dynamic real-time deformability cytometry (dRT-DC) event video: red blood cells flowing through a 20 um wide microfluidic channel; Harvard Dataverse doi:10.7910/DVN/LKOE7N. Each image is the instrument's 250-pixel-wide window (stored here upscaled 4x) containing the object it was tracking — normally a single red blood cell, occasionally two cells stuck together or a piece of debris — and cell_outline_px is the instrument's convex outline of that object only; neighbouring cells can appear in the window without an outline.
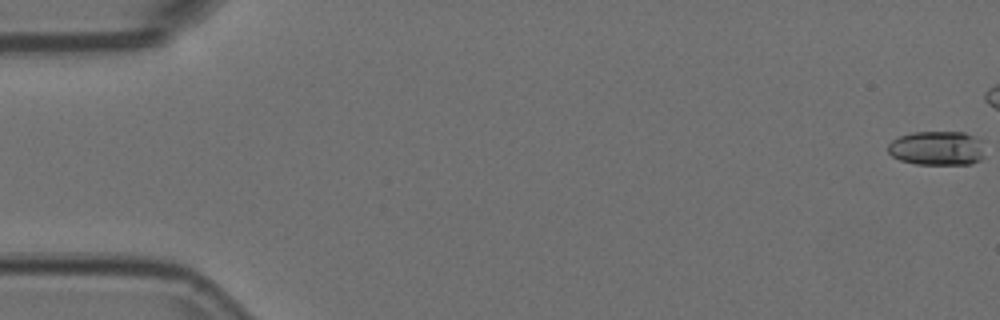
{"species": "Egyptian fruit bat (a non-hibernating species)", "species_latin": "Rousettus aegyptiacus", "temperature_condition": "room temperature", "stored_images_in_passage": 45, "camera_frame_rate_fps": 3000, "um_per_image_px": 0.085, "animal": {"sex": "female"}, "frame": {"image": 1, "passage_image": 1, "time_ms": 0.0, "image_size_px": [1000, 320], "cell_outline_px": [[984, 156], [980, 160], [972, 164], [916, 164], [900, 160], [892, 156], [888, 152], [888, 144], [892, 140], [900, 136], [912, 132], [964, 132], [984, 140]], "centroid_in_image_um": [79.69, 12.59], "position_along_channel_um": 5.3, "area_um2": 19.65}}
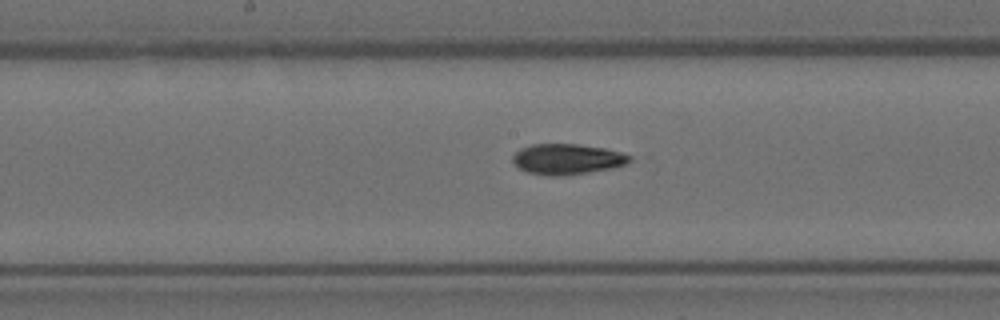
{"frame": {"image": 2, "passage_image": 29, "time_ms": 9.333, "image_size_px": [1000, 320], "cell_outline_px": [[632, 160], [624, 164], [612, 168], [588, 172], [560, 176], [548, 176], [528, 172], [520, 168], [512, 160], [512, 156], [520, 148], [532, 144], [576, 144], [604, 148], [620, 152], [632, 156]], "centroid_in_image_um": [48.2, 13.52], "position_along_channel_um": 200.0, "area_um2": 20.69}}
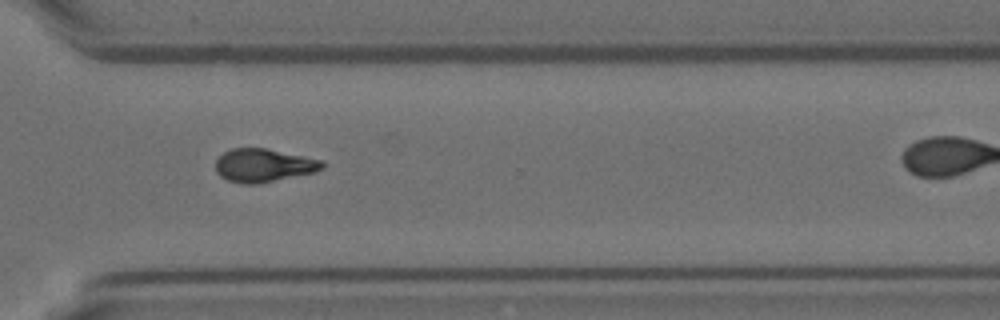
{"frame": {"image": 3, "passage_image": 41, "time_ms": 13.333, "image_size_px": [1000, 320], "cell_outline_px": [[324, 168], [316, 172], [256, 184], [240, 184], [228, 180], [220, 176], [216, 172], [216, 160], [224, 152], [232, 148], [264, 148], [324, 160]], "centroid_in_image_um": [22.41, 14.06], "position_along_channel_um": 348.2, "area_um2": 20.69}}